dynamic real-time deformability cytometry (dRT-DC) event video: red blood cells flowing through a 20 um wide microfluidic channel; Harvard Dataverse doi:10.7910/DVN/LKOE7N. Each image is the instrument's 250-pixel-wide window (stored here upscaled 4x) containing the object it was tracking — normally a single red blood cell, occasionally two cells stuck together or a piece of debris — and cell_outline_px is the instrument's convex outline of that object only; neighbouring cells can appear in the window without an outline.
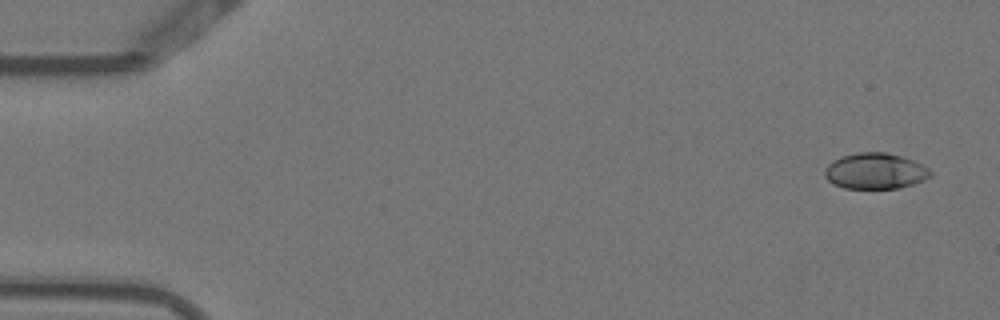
{"species": "Egyptian fruit bat (a non-hibernating species)", "species_latin": "Rousettus aegyptiacus", "temperature_condition": "warm", "stored_images_in_passage": 5, "camera_frame_rate_fps": 3000, "um_per_image_px": 0.085, "animal": {"sex": "female"}, "frame": {"image": 1, "passage_image": 1, "time_ms": 0.0, "image_size_px": [1000, 320], "cell_outline_px": [[932, 176], [924, 180], [900, 188], [844, 188], [832, 184], [824, 176], [824, 168], [832, 160], [840, 156], [856, 152], [888, 152], [912, 160], [928, 168], [932, 172]], "centroid_in_image_um": [74.36, 14.53], "position_along_channel_um": 10.6, "area_um2": 22.31}}
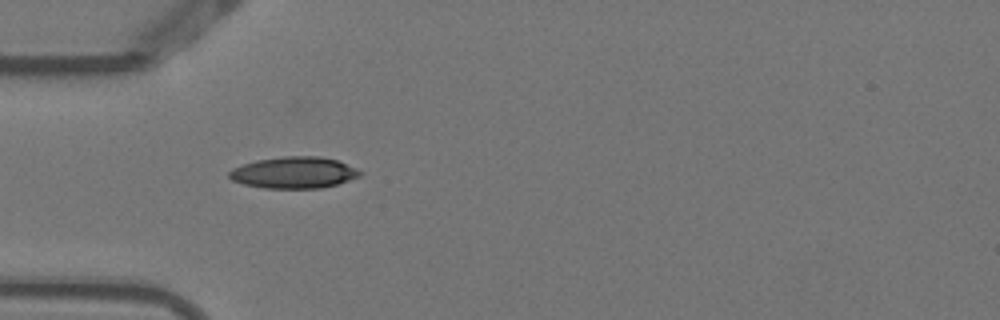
{"frame": {"image": 2, "passage_image": 4, "time_ms": 1.0, "image_size_px": [1000, 320], "cell_outline_px": [[364, 172], [360, 176], [336, 184], [320, 188], [264, 188], [244, 184], [232, 180], [228, 176], [228, 172], [232, 168], [256, 160], [284, 156], [320, 156], [336, 160], [356, 168]], "centroid_in_image_um": [24.97, 14.66], "position_along_channel_um": 60.0, "area_um2": 23.93}}
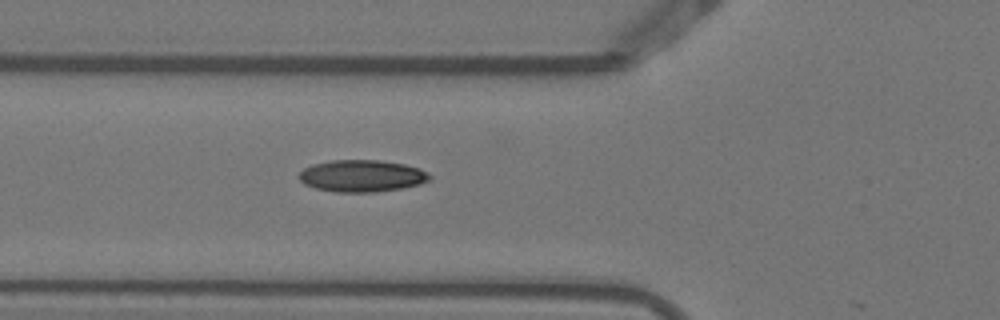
{"frame": {"image": 3, "passage_image": 5, "time_ms": 1.333, "image_size_px": [1000, 320], "cell_outline_px": [[432, 176], [428, 180], [420, 184], [400, 188], [376, 192], [336, 192], [316, 188], [304, 184], [296, 176], [304, 168], [312, 164], [332, 160], [380, 160], [404, 164], [420, 168], [428, 172]], "centroid_in_image_um": [30.74, 14.94], "position_along_channel_um": 95.1, "area_um2": 24.39}}